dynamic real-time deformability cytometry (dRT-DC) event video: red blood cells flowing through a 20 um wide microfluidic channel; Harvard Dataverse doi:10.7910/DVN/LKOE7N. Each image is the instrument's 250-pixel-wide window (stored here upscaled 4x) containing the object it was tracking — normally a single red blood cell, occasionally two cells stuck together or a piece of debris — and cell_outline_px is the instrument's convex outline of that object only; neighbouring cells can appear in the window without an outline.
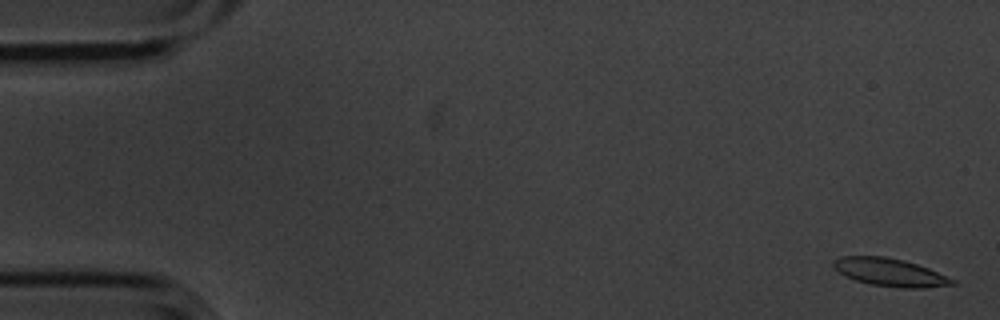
{"species": "common noctule bat (a hibernating species)", "species_latin": "Nyctalus noctula", "temperature_condition": "cold", "stored_images_in_passage": 5, "camera_frame_rate_fps": 3000, "um_per_image_px": 0.085, "animal": {"sex": "male", "body_mass_g": 20.1, "forearm_length_mm": 53.5}, "frame": {"image": 1, "passage_image": 1, "time_ms": 0.0, "image_size_px": [1000, 320], "cell_outline_px": [[960, 284], [924, 288], [900, 288], [872, 284], [856, 280], [844, 276], [832, 264], [832, 260], [840, 256], [884, 256], [904, 260], [928, 268], [956, 280]], "centroid_in_image_um": [75.68, 23.15], "position_along_channel_um": 9.3, "area_um2": 19.36}}
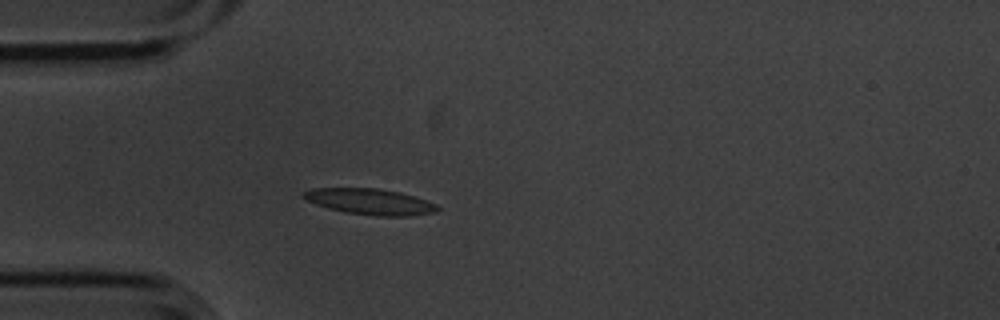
{"frame": {"image": 2, "passage_image": 5, "time_ms": 1.333, "image_size_px": [1000, 320], "cell_outline_px": [[440, 208], [436, 212], [408, 216], [376, 216], [344, 212], [328, 208], [316, 204], [300, 196], [300, 192], [312, 188], [376, 188], [400, 192], [416, 196], [436, 204]], "centroid_in_image_um": [31.44, 17.13], "position_along_channel_um": 53.6, "area_um2": 20.4}}